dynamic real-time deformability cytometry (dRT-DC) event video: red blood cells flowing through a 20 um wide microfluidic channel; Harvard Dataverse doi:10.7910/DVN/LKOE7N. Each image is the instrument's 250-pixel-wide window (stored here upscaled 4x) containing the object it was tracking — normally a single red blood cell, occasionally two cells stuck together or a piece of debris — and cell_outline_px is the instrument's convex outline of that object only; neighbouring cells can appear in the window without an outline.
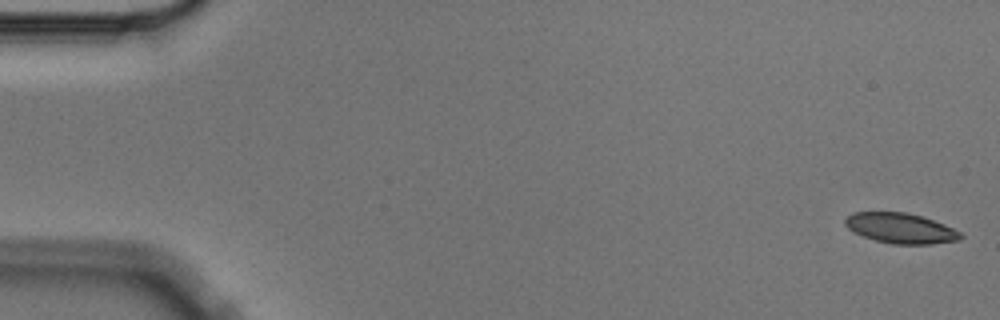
{"species": "Egyptian fruit bat (a non-hibernating species)", "species_latin": "Rousettus aegyptiacus", "temperature_condition": "cold", "stored_images_in_passage": 5, "camera_frame_rate_fps": 3000, "um_per_image_px": 0.085, "animal": {"sex": "male"}, "frame": {"image": 1, "passage_image": 1, "time_ms": 0.0, "image_size_px": [1000, 320], "cell_outline_px": [[964, 236], [960, 240], [932, 244], [892, 244], [876, 240], [864, 236], [848, 228], [844, 224], [844, 220], [852, 212], [904, 212], [920, 216], [944, 224], [960, 232]], "centroid_in_image_um": [76.56, 19.4], "position_along_channel_um": 8.4, "area_um2": 20.17}}
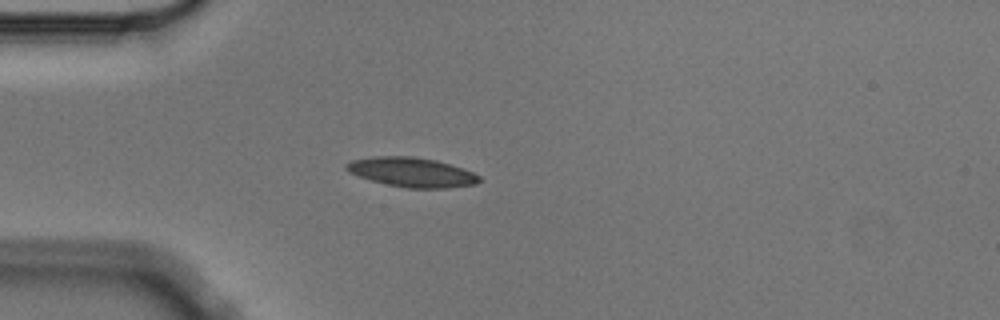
{"frame": {"image": 2, "passage_image": 5, "time_ms": 1.333, "image_size_px": [1000, 320], "cell_outline_px": [[480, 180], [476, 184], [448, 188], [408, 188], [388, 184], [372, 180], [348, 172], [344, 168], [344, 164], [352, 160], [372, 156], [412, 156], [436, 160], [464, 168], [480, 176]], "centroid_in_image_um": [35.0, 14.63], "position_along_channel_um": 50.0, "area_um2": 22.83}}